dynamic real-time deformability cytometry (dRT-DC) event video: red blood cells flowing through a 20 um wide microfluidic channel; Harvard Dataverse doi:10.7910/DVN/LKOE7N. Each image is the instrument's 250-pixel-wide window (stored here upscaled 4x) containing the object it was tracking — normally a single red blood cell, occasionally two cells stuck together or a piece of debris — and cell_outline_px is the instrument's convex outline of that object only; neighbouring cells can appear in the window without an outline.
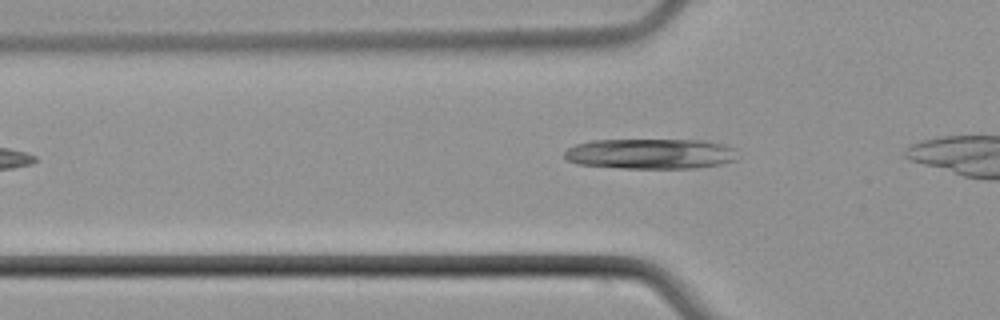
{"species": "common noctule bat (a hibernating species)", "species_latin": "Nyctalus noctula", "temperature_condition": "cold", "stored_images_in_passage": 4, "camera_frame_rate_fps": 3000, "um_per_image_px": 0.085, "animal": {"sex": "male", "body_mass_g": 21.5, "forearm_length_mm": 52.0}, "frame": {"image": 1, "passage_image": 4, "time_ms": 3.667, "image_size_px": [1000, 320], "cell_outline_px": [[736, 160], [720, 164], [696, 168], [620, 168], [580, 164], [568, 160], [564, 156], [564, 152], [568, 148], [576, 144], [592, 140], [700, 140], [720, 144], [732, 148]], "centroid_in_image_um": [55.24, 13.07], "position_along_channel_um": 70.6, "area_um2": 30.29}}